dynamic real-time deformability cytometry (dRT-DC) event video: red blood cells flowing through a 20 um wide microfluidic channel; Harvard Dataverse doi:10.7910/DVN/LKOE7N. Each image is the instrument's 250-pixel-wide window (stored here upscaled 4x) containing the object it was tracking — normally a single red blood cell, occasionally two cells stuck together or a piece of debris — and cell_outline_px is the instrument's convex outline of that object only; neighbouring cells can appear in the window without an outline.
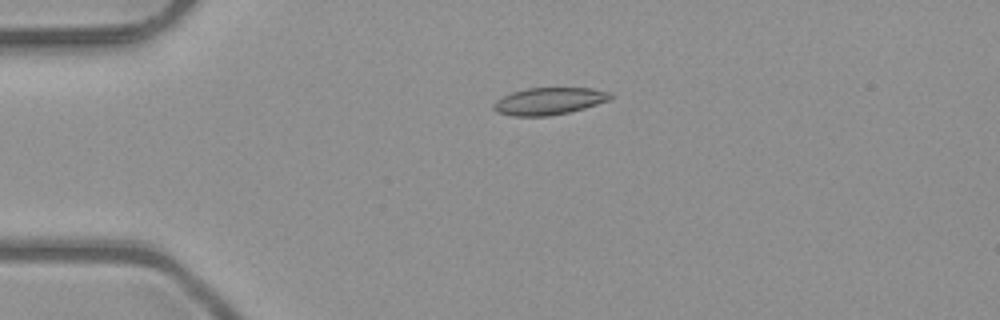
{"species": "common noctule bat (a hibernating species)", "species_latin": "Nyctalus noctula", "temperature_condition": "room temperature", "stored_images_in_passage": 4, "camera_frame_rate_fps": 3000, "um_per_image_px": 0.085, "animal": {"sex": "male", "body_mass_g": 23.1, "forearm_length_mm": 52.7}, "frame": {"image": 1, "passage_image": 2, "time_ms": 0.333, "image_size_px": [1000, 320], "cell_outline_px": [[612, 96], [608, 100], [584, 108], [568, 112], [548, 116], [512, 116], [496, 112], [492, 108], [492, 104], [496, 100], [512, 92], [528, 88], [592, 88], [612, 92]], "centroid_in_image_um": [46.64, 8.59], "position_along_channel_um": 38.4, "area_um2": 18.44}}
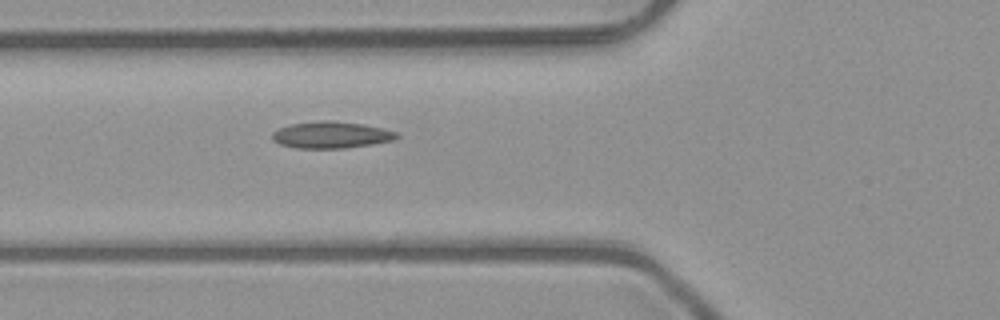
{"frame": {"image": 2, "passage_image": 4, "time_ms": 1.0, "image_size_px": [1000, 320], "cell_outline_px": [[400, 136], [392, 140], [372, 144], [344, 148], [296, 148], [280, 144], [272, 140], [272, 132], [280, 128], [292, 124], [320, 120], [332, 120], [360, 124], [380, 128], [396, 132]], "centroid_in_image_um": [28.11, 11.47], "position_along_channel_um": 97.7, "area_um2": 19.13}}